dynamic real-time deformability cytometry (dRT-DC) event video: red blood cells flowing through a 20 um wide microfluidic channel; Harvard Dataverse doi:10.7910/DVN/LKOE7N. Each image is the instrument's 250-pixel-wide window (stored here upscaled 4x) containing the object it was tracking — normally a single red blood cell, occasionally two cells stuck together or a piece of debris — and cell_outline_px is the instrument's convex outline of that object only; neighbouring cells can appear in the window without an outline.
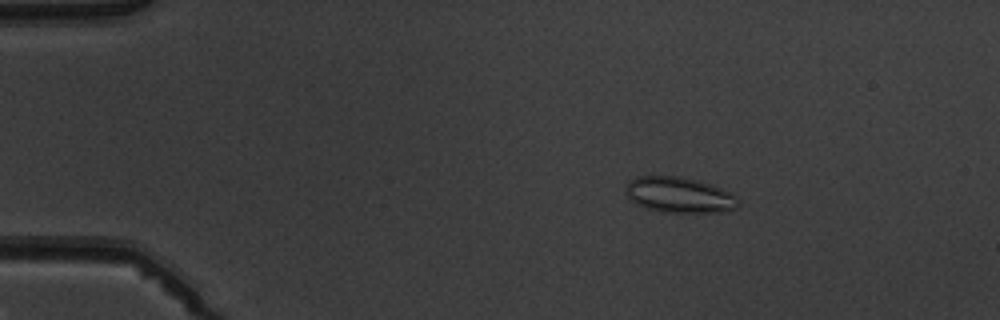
{"species": "common noctule bat (a hibernating species)", "species_latin": "Nyctalus noctula", "temperature_condition": "warm", "stored_images_in_passage": 4, "camera_frame_rate_fps": 3000, "um_per_image_px": 0.085, "animal": {"sex": "male", "body_mass_g": 19.5, "forearm_length_mm": 54.6}, "frame": {"image": 1, "passage_image": 2, "time_ms": 2.333, "image_size_px": [1000, 320], "cell_outline_px": [[740, 204], [736, 208], [720, 212], [660, 212], [636, 204], [628, 200], [628, 180], [636, 176], [680, 176], [712, 184], [732, 192], [740, 200]], "centroid_in_image_um": [57.78, 16.57], "position_along_channel_um": 27.2, "area_um2": 23.52}}